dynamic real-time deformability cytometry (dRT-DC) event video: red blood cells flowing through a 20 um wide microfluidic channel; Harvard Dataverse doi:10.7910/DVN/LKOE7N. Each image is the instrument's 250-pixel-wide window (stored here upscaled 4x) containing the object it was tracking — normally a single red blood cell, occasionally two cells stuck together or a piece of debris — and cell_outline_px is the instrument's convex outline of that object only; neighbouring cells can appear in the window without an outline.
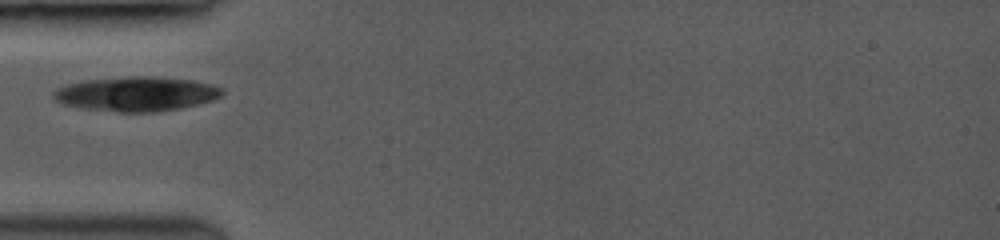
{"species": "common noctule bat (a hibernating species)", "species_latin": "Nyctalus noctula", "temperature_condition": "room temperature", "stored_images_in_passage": 35, "camera_frame_rate_fps": 3500, "um_per_image_px": 0.085, "animal": {"sex": "female", "body_mass_g": 19.0, "forearm_length_mm": 53.3}, "frame": {"image": 1, "passage_image": 1, "time_ms": 0.0, "image_size_px": [1000, 240], "cell_outline_px": [[224, 92], [220, 96], [212, 100], [180, 108], [152, 112], [120, 112], [64, 104], [56, 100], [52, 96], [52, 92], [56, 88], [68, 84], [84, 80], [128, 76], [152, 76], [192, 80], [212, 84], [220, 88]], "centroid_in_image_um": [11.59, 7.96], "position_along_channel_um": 73.4, "area_um2": 33.52}}